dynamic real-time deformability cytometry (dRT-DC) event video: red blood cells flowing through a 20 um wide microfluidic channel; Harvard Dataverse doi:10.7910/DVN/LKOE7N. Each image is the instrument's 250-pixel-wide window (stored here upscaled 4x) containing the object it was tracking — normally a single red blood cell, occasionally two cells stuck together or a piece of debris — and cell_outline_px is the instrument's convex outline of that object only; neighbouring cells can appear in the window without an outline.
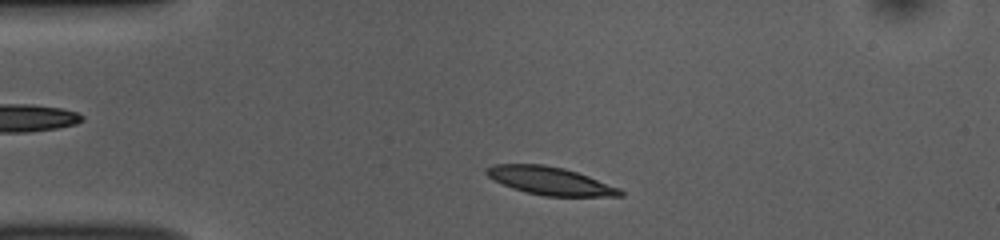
{"species": "common noctule bat (a hibernating species)", "species_latin": "Nyctalus noctula", "temperature_condition": "room temperature", "stored_images_in_passage": 45, "camera_frame_rate_fps": 3000, "um_per_image_px": 0.085, "animal": {"sex": "female", "body_mass_g": 10.0, "forearm_length_mm": 53.1}, "frame": {"image": 1, "passage_image": 4, "time_ms": 1.0, "image_size_px": [1000, 240], "cell_outline_px": [[624, 196], [544, 196], [524, 192], [512, 188], [488, 176], [484, 172], [484, 168], [492, 164], [544, 164], [564, 168], [588, 176], [620, 188], [624, 192]], "centroid_in_image_um": [46.74, 15.37], "position_along_channel_um": 38.3, "area_um2": 21.79}}
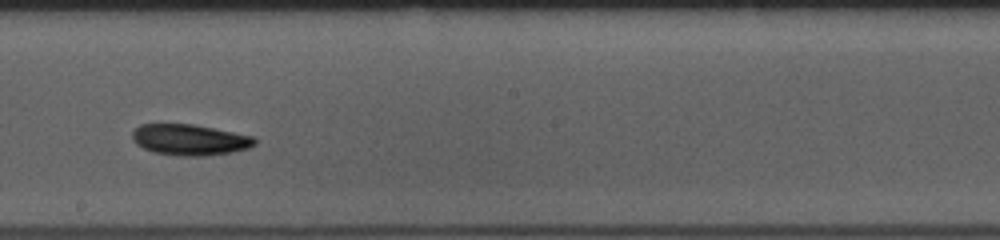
{"frame": {"image": 2, "passage_image": 22, "time_ms": 7.0, "image_size_px": [1000, 240], "cell_outline_px": [[256, 144], [248, 148], [232, 152], [204, 156], [180, 156], [152, 152], [136, 144], [132, 140], [132, 132], [140, 124], [192, 124], [252, 136], [256, 140]], "centroid_in_image_um": [16.1, 11.89], "position_along_channel_um": 232.1, "area_um2": 22.02}}
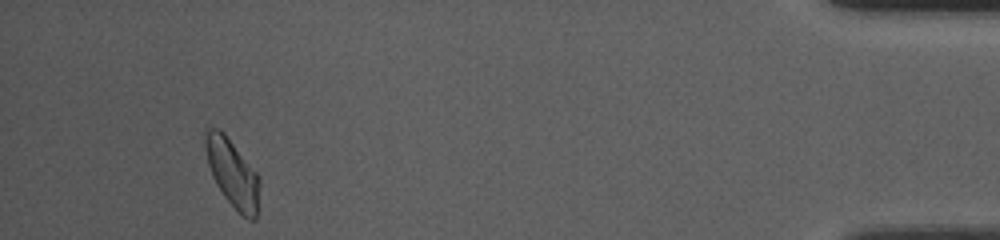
{"frame": {"image": 3, "passage_image": 42, "time_ms": 13.667, "image_size_px": [1000, 240], "cell_outline_px": [[260, 184], [256, 220], [248, 220], [224, 196], [216, 184], [212, 176], [208, 164], [204, 144], [204, 132], [208, 128], [220, 128], [224, 132], [260, 176]], "centroid_in_image_um": [19.76, 14.68], "position_along_channel_um": 415.4, "area_um2": 21.5}}